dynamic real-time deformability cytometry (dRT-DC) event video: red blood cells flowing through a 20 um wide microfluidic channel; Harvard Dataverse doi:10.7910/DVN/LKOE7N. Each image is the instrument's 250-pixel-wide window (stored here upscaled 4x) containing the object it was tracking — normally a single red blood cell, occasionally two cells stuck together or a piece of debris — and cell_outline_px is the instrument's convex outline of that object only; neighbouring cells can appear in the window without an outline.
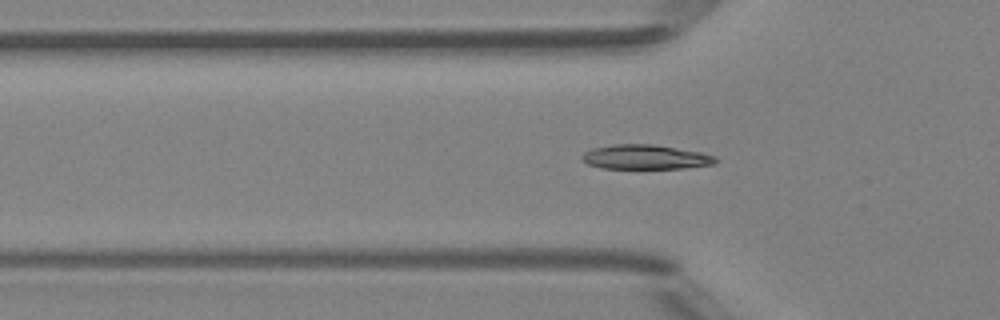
{"species": "Egyptian fruit bat (a non-hibernating species)", "species_latin": "Rousettus aegyptiacus", "temperature_condition": "room temperature", "stored_images_in_passage": 31, "camera_frame_rate_fps": 3000, "um_per_image_px": 0.085, "animal": {"sex": "female"}, "frame": {"image": 1, "passage_image": 4, "time_ms": 1.0, "image_size_px": [1000, 320], "cell_outline_px": [[720, 160], [716, 164], [684, 168], [600, 168], [588, 164], [580, 160], [580, 156], [584, 152], [592, 148], [612, 144], [652, 144], [700, 152], [716, 156]], "centroid_in_image_um": [54.85, 13.35], "position_along_channel_um": 70.9, "area_um2": 19.25}}
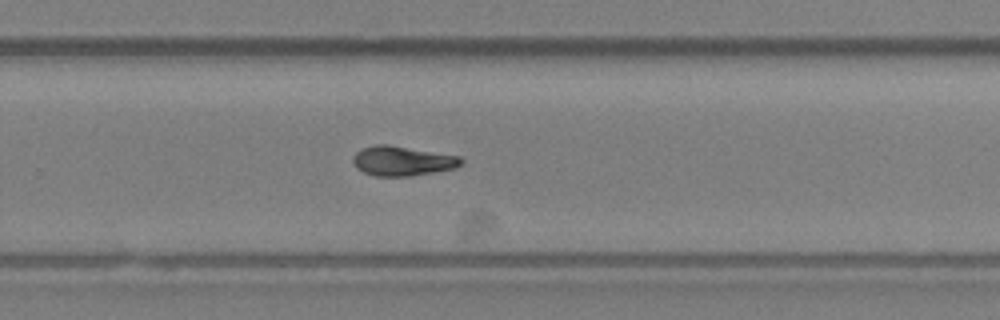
{"frame": {"image": 2, "passage_image": 20, "time_ms": 6.333, "image_size_px": [1000, 320], "cell_outline_px": [[464, 164], [456, 168], [408, 176], [372, 176], [356, 168], [352, 160], [352, 156], [356, 152], [364, 148], [376, 144], [388, 144], [460, 156], [464, 160]], "centroid_in_image_um": [34.21, 13.68], "position_along_channel_um": 295.6, "area_um2": 18.79}}
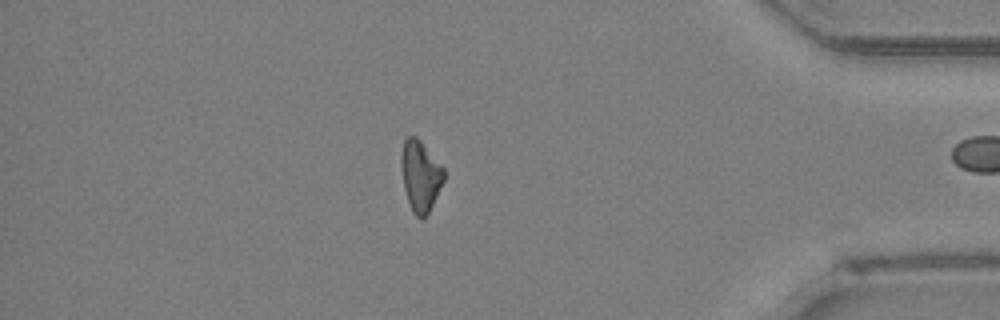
{"frame": {"image": 3, "passage_image": 30, "time_ms": 9.667, "image_size_px": [1000, 320], "cell_outline_px": [[444, 180], [428, 212], [420, 220], [412, 212], [404, 188], [400, 160], [400, 156], [404, 140], [408, 136], [416, 136], [420, 140], [444, 168]], "centroid_in_image_um": [35.72, 14.92], "position_along_channel_um": 399.5, "area_um2": 17.4}, "authors_computed_cell_mechanics": {"area_um2": 18.6694, "velocity_mm_per_s": 4.2156, "shape_relaxation_time_tau1_ms": 2.7598, "shape_relaxation_time_tau2_ms": null, "deformation_change_tau1": 0.1248, "deformation_change_tau2": null}}